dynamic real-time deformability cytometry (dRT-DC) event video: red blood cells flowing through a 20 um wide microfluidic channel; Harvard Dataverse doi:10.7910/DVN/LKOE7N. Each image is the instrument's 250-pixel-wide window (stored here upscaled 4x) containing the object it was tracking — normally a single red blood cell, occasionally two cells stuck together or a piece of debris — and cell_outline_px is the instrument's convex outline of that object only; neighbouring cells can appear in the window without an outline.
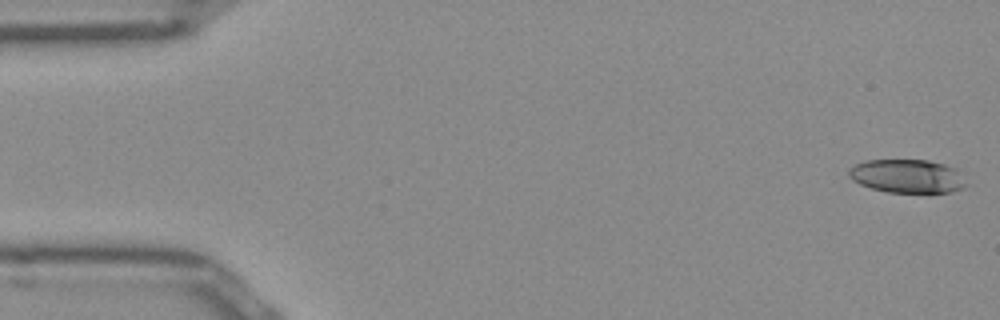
{"species": "Egyptian fruit bat (a non-hibernating species)", "species_latin": "Rousettus aegyptiacus", "temperature_condition": "room temperature", "stored_images_in_passage": 47, "camera_frame_rate_fps": 3000, "um_per_image_px": 0.085, "frame": {"image": 1, "passage_image": 1, "time_ms": 0.0, "image_size_px": [1000, 320], "cell_outline_px": [[968, 184], [964, 188], [952, 192], [928, 196], [888, 192], [872, 188], [860, 184], [852, 180], [848, 176], [848, 168], [864, 160], [928, 160], [944, 164], [956, 168]], "centroid_in_image_um": [77.17, 15.02], "position_along_channel_um": 7.8, "area_um2": 23.99}}
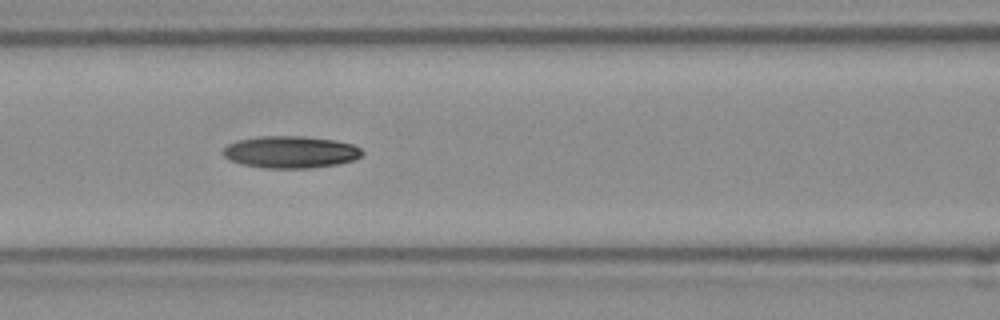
{"frame": {"image": 2, "passage_image": 21, "time_ms": 6.667, "image_size_px": [1000, 320], "cell_outline_px": [[364, 152], [356, 160], [340, 164], [308, 168], [264, 168], [244, 164], [232, 160], [224, 156], [220, 152], [228, 144], [240, 140], [260, 136], [304, 136], [336, 140], [352, 144], [360, 148]], "centroid_in_image_um": [24.74, 12.92], "position_along_channel_um": 141.9, "area_um2": 26.01}}
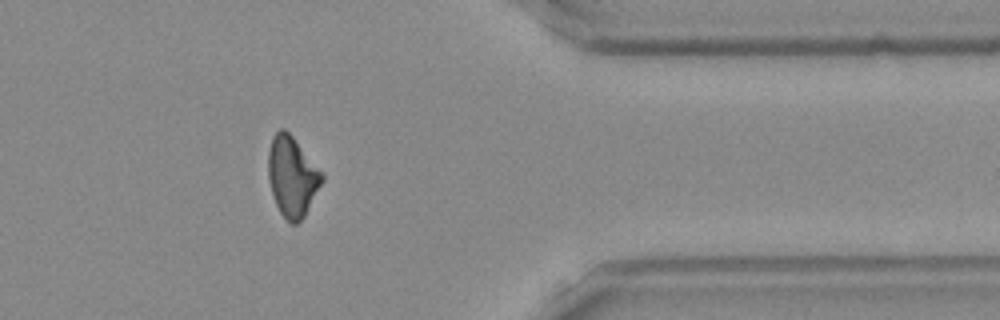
{"frame": {"image": 3, "passage_image": 41, "time_ms": 13.333, "image_size_px": [1000, 320], "cell_outline_px": [[324, 180], [304, 216], [296, 224], [292, 224], [280, 212], [276, 204], [268, 180], [268, 152], [272, 136], [280, 128], [284, 128], [292, 136], [324, 172]], "centroid_in_image_um": [24.84, 14.97], "position_along_channel_um": 386.6, "area_um2": 25.09}, "authors_computed_cell_mechanics": {"area_um2": 24.9118, "velocity_mm_per_s": 3.9711, "shape_relaxation_time_tau1_ms": 9.5347, "shape_relaxation_time_tau2_ms": 6.9318, "deformation_change_tau1": 0.2263, "deformation_change_tau2": 0.1715}}